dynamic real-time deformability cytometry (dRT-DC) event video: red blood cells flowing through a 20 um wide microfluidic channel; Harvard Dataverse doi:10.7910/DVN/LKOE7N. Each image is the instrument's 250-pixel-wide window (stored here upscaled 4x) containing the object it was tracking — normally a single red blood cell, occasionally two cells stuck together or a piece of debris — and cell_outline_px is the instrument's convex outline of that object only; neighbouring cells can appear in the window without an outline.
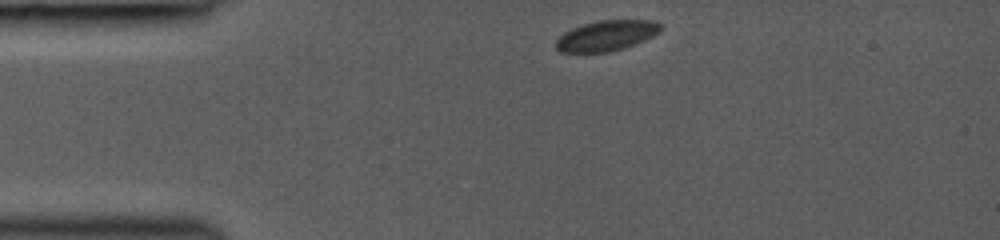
{"species": "common noctule bat (a hibernating species)", "species_latin": "Nyctalus noctula", "temperature_condition": "room temperature", "stored_images_in_passage": 20, "camera_frame_rate_fps": 3000, "um_per_image_px": 0.085, "animal": {"sex": "female", "body_mass_g": 19.0, "forearm_length_mm": 53.3}, "frame": {"image": 1, "passage_image": 1, "time_ms": 0.0, "image_size_px": [1000, 240], "cell_outline_px": [[660, 32], [644, 40], [624, 48], [608, 52], [560, 52], [556, 48], [556, 40], [564, 32], [572, 28], [596, 20], [656, 20], [660, 24]], "centroid_in_image_um": [51.54, 3.02], "position_along_channel_um": 33.5, "area_um2": 18.5}}
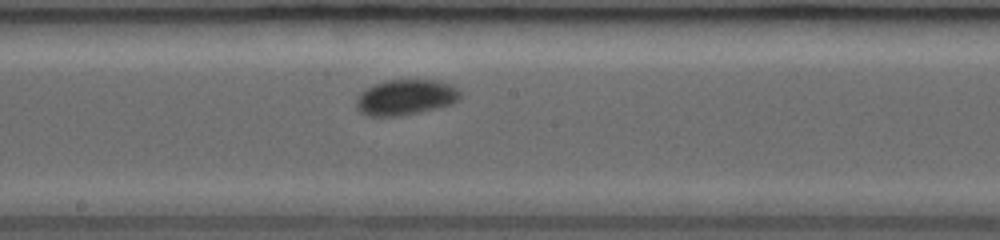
{"frame": {"image": 2, "passage_image": 11, "time_ms": 5.333, "image_size_px": [1000, 240], "cell_outline_px": [[460, 100], [452, 104], [436, 108], [400, 116], [364, 116], [356, 108], [356, 100], [360, 92], [372, 84], [388, 80], [436, 80], [448, 84], [456, 88], [460, 92]], "centroid_in_image_um": [34.43, 8.28], "position_along_channel_um": 213.8, "area_um2": 21.62}}
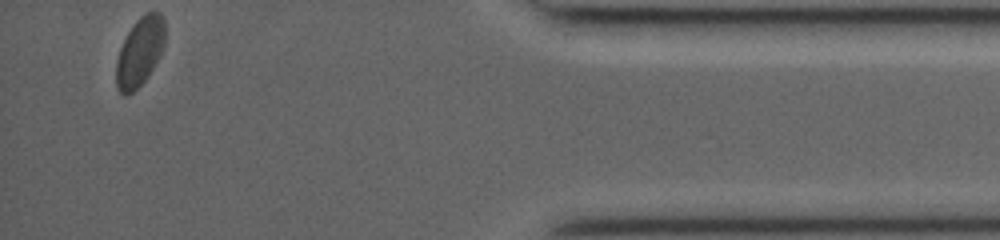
{"frame": {"image": 3, "passage_image": 20, "time_ms": 11.333, "image_size_px": [1000, 240], "cell_outline_px": [[164, 44], [160, 56], [148, 76], [132, 92], [124, 96], [116, 88], [116, 60], [120, 48], [132, 24], [140, 16], [148, 12], [160, 12], [164, 16]], "centroid_in_image_um": [11.88, 4.39], "position_along_channel_um": 423.3, "area_um2": 19.54}}